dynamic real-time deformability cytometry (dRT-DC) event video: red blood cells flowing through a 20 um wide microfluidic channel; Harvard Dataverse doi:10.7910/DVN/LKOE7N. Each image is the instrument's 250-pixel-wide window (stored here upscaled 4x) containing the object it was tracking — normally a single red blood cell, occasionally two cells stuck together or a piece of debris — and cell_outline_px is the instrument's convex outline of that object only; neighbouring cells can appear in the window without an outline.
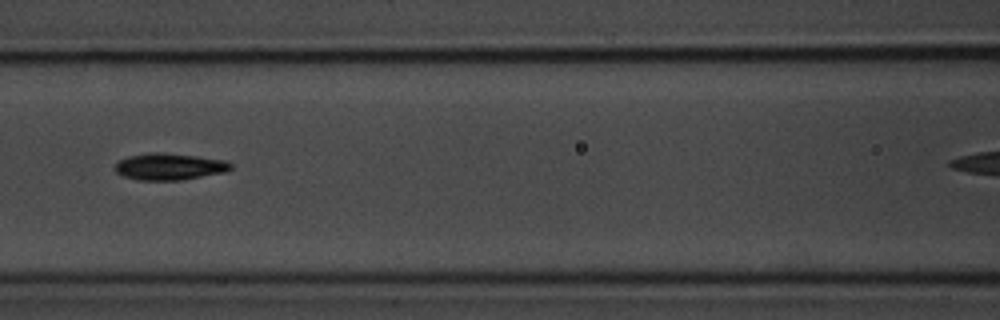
{"species": "common noctule bat (a hibernating species)", "species_latin": "Nyctalus noctula", "temperature_condition": "room temperature", "stored_images_in_passage": 9, "camera_frame_rate_fps": 3000, "um_per_image_px": 0.085, "animal": {"sex": "male", "body_mass_g": 20.1, "forearm_length_mm": 53.5}, "frame": {"image": 1, "passage_image": 6, "time_ms": 6.0, "image_size_px": [1000, 320], "cell_outline_px": [[232, 168], [224, 172], [180, 180], [140, 180], [124, 176], [116, 172], [116, 164], [120, 160], [128, 156], [148, 152], [160, 152], [196, 156], [228, 160], [232, 164]], "centroid_in_image_um": [14.42, 14.15], "position_along_channel_um": 152.2, "area_um2": 17.92}}
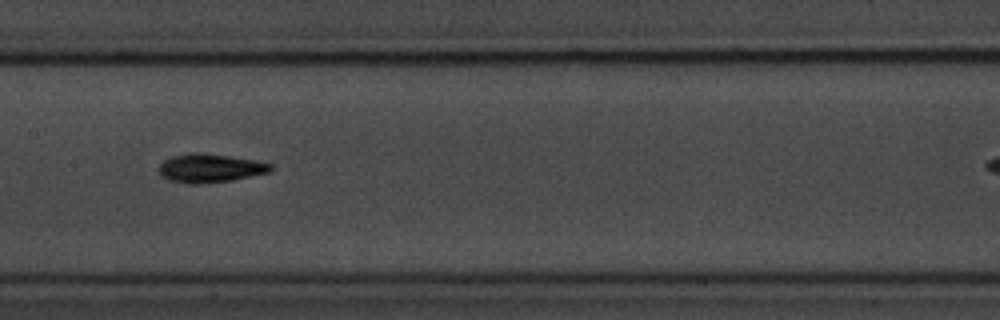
{"frame": {"image": 2, "passage_image": 7, "time_ms": 7.0, "image_size_px": [1000, 320], "cell_outline_px": [[276, 168], [272, 172], [232, 180], [168, 180], [160, 172], [160, 164], [164, 160], [172, 156], [188, 152], [200, 152], [256, 160], [272, 164]], "centroid_in_image_um": [17.98, 14.22], "position_along_channel_um": 189.4, "area_um2": 17.74}}